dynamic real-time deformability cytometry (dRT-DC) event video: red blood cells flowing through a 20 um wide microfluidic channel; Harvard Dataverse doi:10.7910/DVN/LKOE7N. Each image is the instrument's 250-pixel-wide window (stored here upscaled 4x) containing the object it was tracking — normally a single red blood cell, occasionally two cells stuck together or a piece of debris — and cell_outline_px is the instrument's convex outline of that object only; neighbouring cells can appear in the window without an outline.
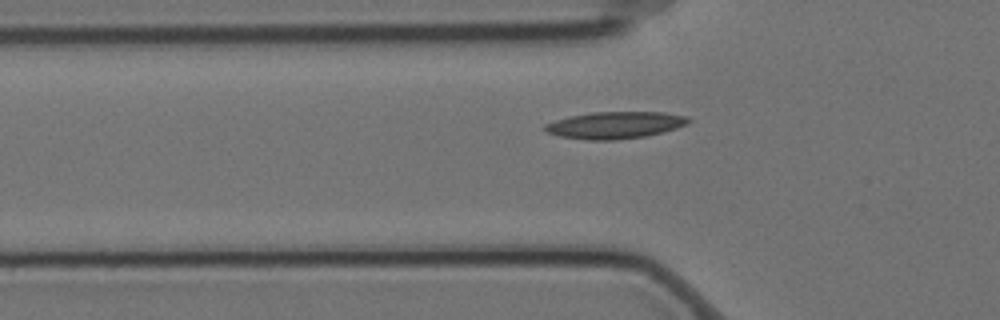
{"species": "Egyptian fruit bat (a non-hibernating species)", "species_latin": "Rousettus aegyptiacus", "temperature_condition": "cold", "stored_images_in_passage": 3, "camera_frame_rate_fps": 3000, "um_per_image_px": 0.085, "animal": {"sex": "female"}, "frame": {"image": 1, "passage_image": 3, "time_ms": 0.667, "image_size_px": [1000, 320], "cell_outline_px": [[692, 120], [688, 124], [664, 132], [644, 136], [612, 140], [588, 140], [560, 136], [548, 132], [544, 128], [544, 124], [568, 116], [592, 112], [664, 112], [688, 116]], "centroid_in_image_um": [52.32, 10.62], "position_along_channel_um": 73.5, "area_um2": 22.54}}